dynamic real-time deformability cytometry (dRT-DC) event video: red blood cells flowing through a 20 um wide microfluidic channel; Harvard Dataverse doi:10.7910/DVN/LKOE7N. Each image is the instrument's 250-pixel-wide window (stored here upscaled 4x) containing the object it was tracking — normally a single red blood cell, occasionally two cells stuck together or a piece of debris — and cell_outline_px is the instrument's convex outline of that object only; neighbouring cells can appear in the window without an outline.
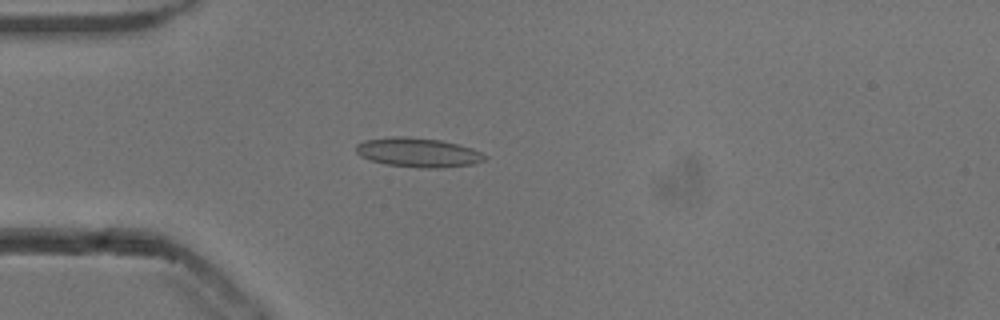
{"species": "common noctule bat (a hibernating species)", "species_latin": "Nyctalus noctula", "temperature_condition": "cold", "stored_images_in_passage": 52, "camera_frame_rate_fps": 3000, "um_per_image_px": 0.085, "animal": {"sex": "male", "body_mass_g": 13.3}, "frame": {"image": 1, "passage_image": 14, "time_ms": 4.333, "image_size_px": [1000, 320], "cell_outline_px": [[488, 156], [484, 160], [472, 164], [440, 168], [420, 168], [388, 164], [372, 160], [360, 156], [356, 152], [356, 144], [364, 140], [392, 136], [404, 136], [440, 140], [472, 148]], "centroid_in_image_um": [35.52, 12.95], "position_along_channel_um": 49.5, "area_um2": 21.85}}
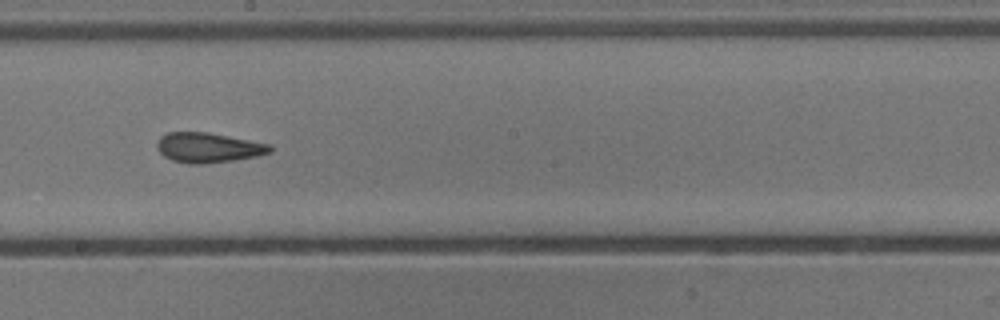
{"frame": {"image": 2, "passage_image": 29, "time_ms": 9.333, "image_size_px": [1000, 320], "cell_outline_px": [[272, 152], [256, 156], [232, 160], [204, 164], [188, 164], [172, 160], [164, 156], [156, 148], [156, 140], [160, 136], [168, 132], [208, 132], [272, 144]], "centroid_in_image_um": [17.68, 12.54], "position_along_channel_um": 230.5, "area_um2": 19.88}}
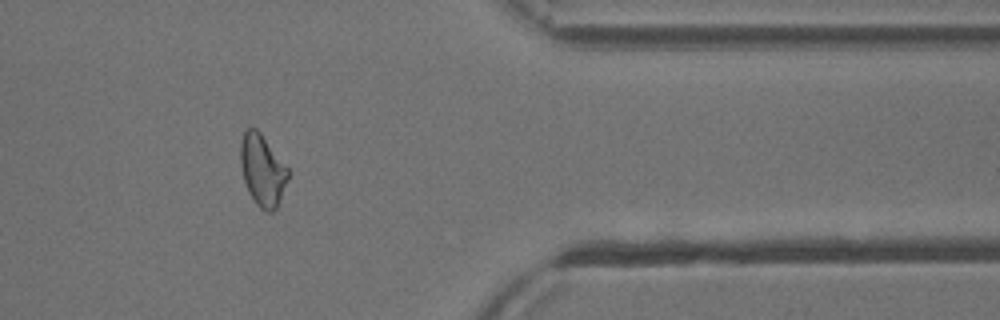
{"frame": {"image": 3, "passage_image": 43, "time_ms": 14.0, "image_size_px": [1000, 320], "cell_outline_px": [[292, 172], [280, 200], [276, 208], [272, 212], [268, 212], [260, 208], [256, 204], [248, 192], [244, 180], [240, 164], [240, 144], [244, 132], [248, 128], [256, 128], [260, 132]], "centroid_in_image_um": [22.33, 14.48], "position_along_channel_um": 389.1, "area_um2": 20.06}, "authors_computed_cell_mechanics": {"area_um2": 20.0855, "velocity_mm_per_s": 3.851, "shape_relaxation_time_tau1_ms": null, "shape_relaxation_time_tau2_ms": 3.458, "deformation_change_tau1": null, "deformation_change_tau2": 0.1118}}